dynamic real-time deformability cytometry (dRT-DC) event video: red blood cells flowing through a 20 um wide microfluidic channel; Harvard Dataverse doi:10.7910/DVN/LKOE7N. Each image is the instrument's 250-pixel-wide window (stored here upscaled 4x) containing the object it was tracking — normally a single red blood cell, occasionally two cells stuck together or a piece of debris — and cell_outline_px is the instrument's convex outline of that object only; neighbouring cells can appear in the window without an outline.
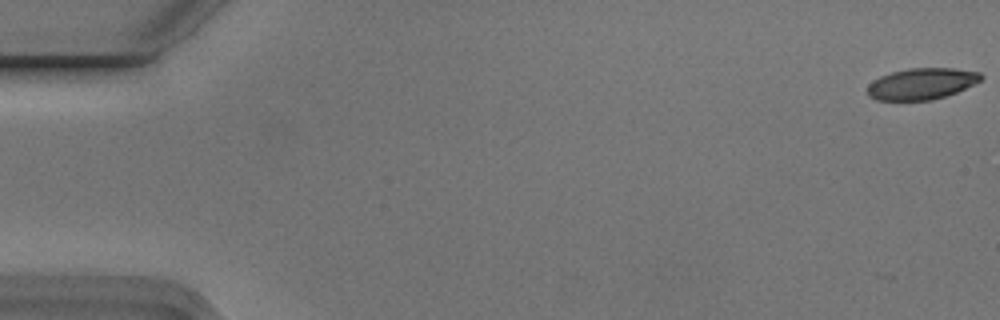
{"species": "Egyptian fruit bat (a non-hibernating species)", "species_latin": "Rousettus aegyptiacus", "temperature_condition": "cold", "stored_images_in_passage": 8, "camera_frame_rate_fps": 3000, "um_per_image_px": 0.085, "animal": {"sex": "male"}, "frame": {"image": 1, "passage_image": 1, "time_ms": 0.0, "image_size_px": [1000, 320], "cell_outline_px": [[984, 76], [980, 80], [956, 92], [932, 100], [876, 100], [868, 96], [868, 84], [872, 80], [880, 76], [892, 72], [908, 68], [952, 68], [980, 72]], "centroid_in_image_um": [78.3, 7.11], "position_along_channel_um": 6.7, "area_um2": 20.63}}
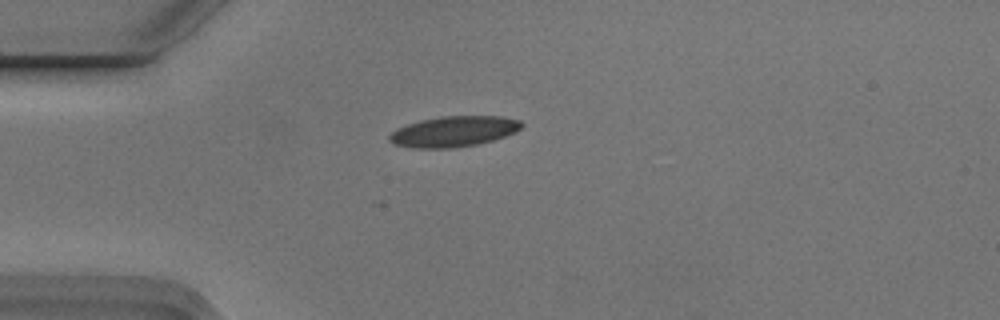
{"frame": {"image": 2, "passage_image": 5, "time_ms": 1.333, "image_size_px": [1000, 320], "cell_outline_px": [[524, 124], [516, 132], [492, 140], [476, 144], [448, 148], [412, 148], [392, 144], [388, 140], [388, 136], [396, 128], [420, 120], [440, 116], [500, 116], [520, 120]], "centroid_in_image_um": [38.53, 11.17], "position_along_channel_um": 46.5, "area_um2": 23.58}}
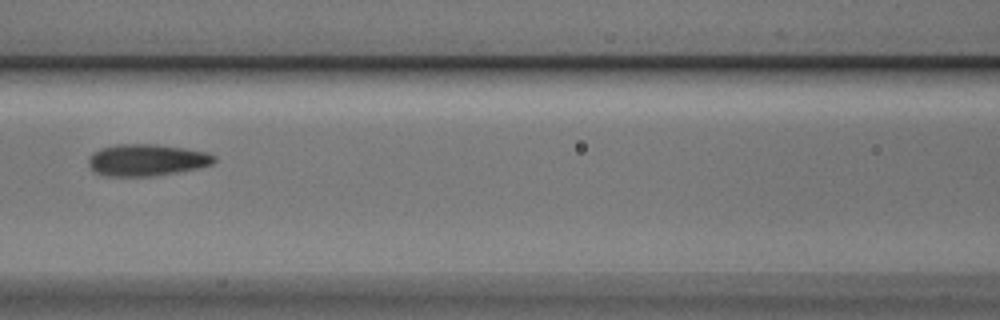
{"frame": {"image": 3, "passage_image": 8, "time_ms": 2.333, "image_size_px": [1000, 320], "cell_outline_px": [[216, 160], [212, 164], [196, 168], [176, 172], [152, 176], [108, 176], [96, 172], [88, 164], [88, 156], [92, 152], [100, 148], [116, 144], [156, 144], [184, 148], [208, 152], [216, 156]], "centroid_in_image_um": [12.45, 13.59], "position_along_channel_um": 154.1, "area_um2": 23.29}}